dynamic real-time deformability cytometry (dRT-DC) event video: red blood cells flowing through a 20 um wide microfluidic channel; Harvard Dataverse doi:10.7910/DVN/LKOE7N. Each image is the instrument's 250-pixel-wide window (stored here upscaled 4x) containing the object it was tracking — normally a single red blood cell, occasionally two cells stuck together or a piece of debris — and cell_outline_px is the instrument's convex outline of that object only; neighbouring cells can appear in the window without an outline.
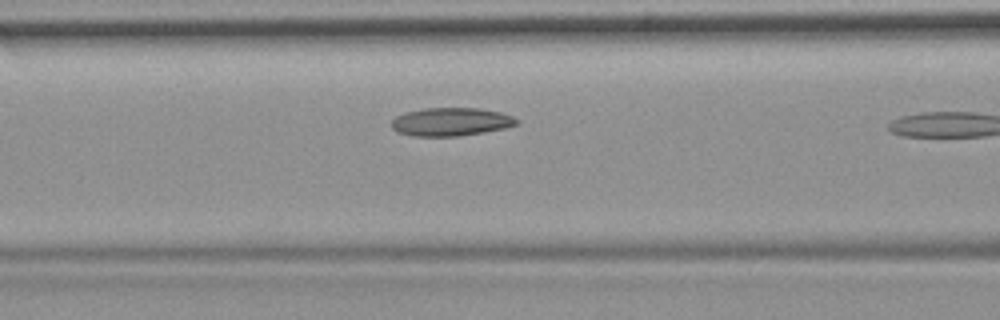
{"species": "common noctule bat (a hibernating species)", "species_latin": "Nyctalus noctula", "temperature_condition": "room temperature", "stored_images_in_passage": 10, "camera_frame_rate_fps": 3000, "um_per_image_px": 0.085, "animal": {"sex": "female", "body_mass_g": 19.9}, "frame": {"image": 1, "passage_image": 9, "time_ms": 2.667, "image_size_px": [1000, 320], "cell_outline_px": [[520, 120], [516, 124], [504, 128], [484, 132], [456, 136], [412, 136], [396, 132], [392, 128], [392, 120], [396, 116], [404, 112], [424, 108], [480, 108], [500, 112], [512, 116]], "centroid_in_image_um": [38.3, 10.35], "position_along_channel_um": 128.3, "area_um2": 20.63}}